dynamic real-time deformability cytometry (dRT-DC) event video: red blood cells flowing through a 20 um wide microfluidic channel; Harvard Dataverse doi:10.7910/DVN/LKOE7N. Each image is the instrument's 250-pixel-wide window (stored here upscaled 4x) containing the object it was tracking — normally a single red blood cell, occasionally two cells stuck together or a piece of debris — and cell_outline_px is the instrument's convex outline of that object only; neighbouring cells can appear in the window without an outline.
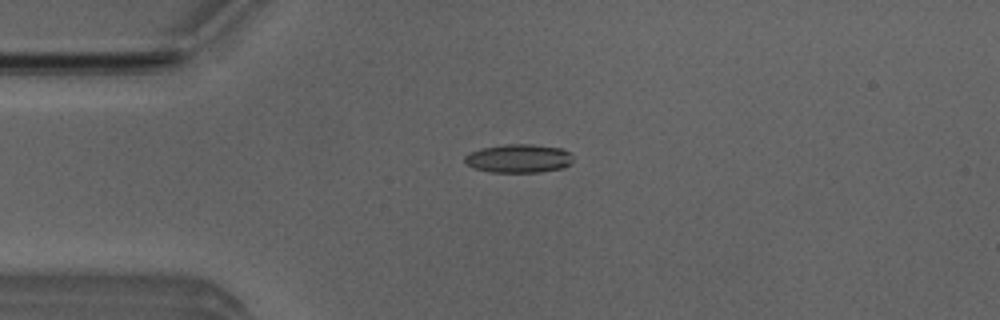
{"species": "Egyptian fruit bat (a non-hibernating species)", "species_latin": "Rousettus aegyptiacus", "temperature_condition": "room temperature", "stored_images_in_passage": 45, "camera_frame_rate_fps": 3000, "um_per_image_px": 0.085, "animal": {"sex": "male"}, "frame": {"image": 1, "passage_image": 6, "time_ms": 1.667, "image_size_px": [1000, 320], "cell_outline_px": [[572, 164], [564, 168], [540, 172], [492, 172], [476, 168], [464, 164], [464, 156], [472, 152], [484, 148], [504, 144], [528, 144], [560, 148], [568, 152], [572, 156]], "centroid_in_image_um": [44.1, 13.48], "position_along_channel_um": 40.9, "area_um2": 17.92}}
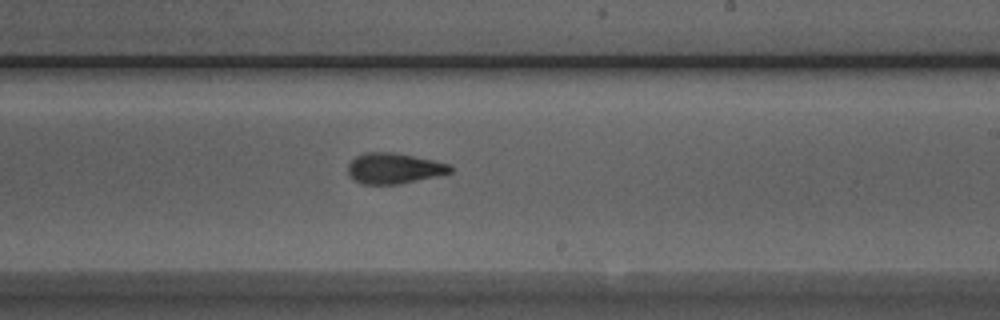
{"frame": {"image": 2, "passage_image": 24, "time_ms": 7.667, "image_size_px": [1000, 320], "cell_outline_px": [[452, 172], [436, 176], [400, 184], [364, 184], [348, 176], [348, 164], [356, 156], [364, 152], [392, 152], [452, 164]], "centroid_in_image_um": [33.48, 14.31], "position_along_channel_um": 255.5, "area_um2": 18.21}}
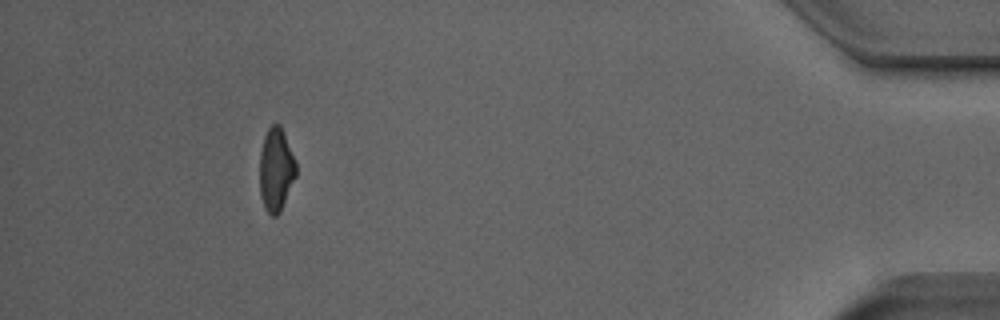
{"frame": {"image": 3, "passage_image": 41, "time_ms": 13.333, "image_size_px": [1000, 320], "cell_outline_px": [[296, 176], [280, 212], [276, 216], [272, 216], [264, 208], [260, 196], [260, 152], [264, 136], [268, 128], [272, 124], [280, 124], [284, 132], [296, 160]], "centroid_in_image_um": [23.46, 14.41], "position_along_channel_um": 411.7, "area_um2": 17.8}, "authors_computed_cell_mechanics": {"area_um2": 18.1492, "velocity_mm_per_s": 3.9495, "shape_relaxation_time_tau1_ms": 8.2182, "shape_relaxation_time_tau2_ms": 1.9616, "deformation_change_tau1": 0.2153, "deformation_change_tau2": 0.1062}}